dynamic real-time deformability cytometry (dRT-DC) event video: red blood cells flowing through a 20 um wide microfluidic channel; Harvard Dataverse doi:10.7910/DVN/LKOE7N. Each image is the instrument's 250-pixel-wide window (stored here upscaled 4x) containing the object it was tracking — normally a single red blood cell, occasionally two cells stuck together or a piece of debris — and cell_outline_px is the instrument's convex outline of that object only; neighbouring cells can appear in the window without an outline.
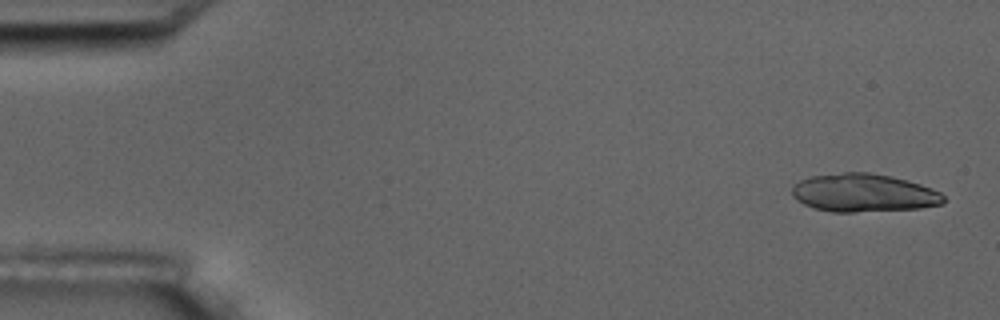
{"species": "common noctule bat (a hibernating species)", "species_latin": "Nyctalus noctula", "temperature_condition": "room temperature", "stored_images_in_passage": 5, "camera_frame_rate_fps": 3000, "um_per_image_px": 0.085, "animal": {"sex": "male", "body_mass_g": 17.5, "forearm_length_mm": 52.3}, "frame": {"image": 1, "passage_image": 1, "time_ms": 0.0, "image_size_px": [1000, 320], "cell_outline_px": [[944, 204], [920, 208], [856, 212], [832, 212], [812, 208], [796, 200], [792, 196], [792, 184], [800, 180], [812, 176], [844, 172], [872, 172], [892, 176], [908, 180], [932, 188], [940, 192], [944, 196]], "centroid_in_image_um": [73.4, 16.39], "position_along_channel_um": 11.6, "area_um2": 34.04}}
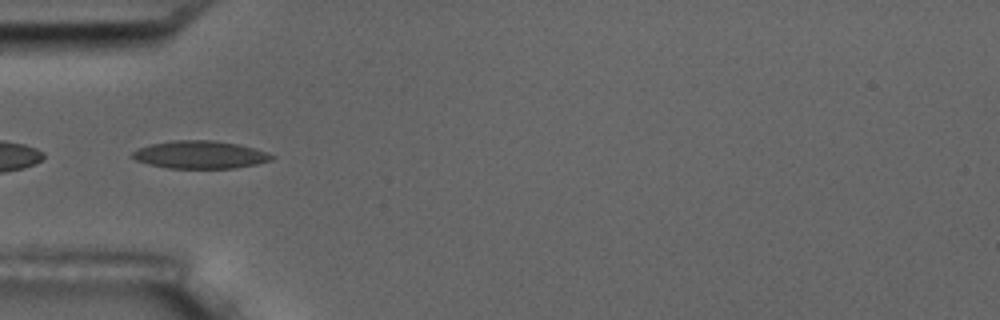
{"frame": {"image": 2, "passage_image": 5, "time_ms": 5.333, "image_size_px": [1000, 320], "cell_outline_px": [[276, 156], [272, 160], [256, 164], [232, 168], [168, 168], [148, 164], [136, 160], [132, 156], [132, 152], [140, 148], [152, 144], [172, 140], [212, 140], [236, 144], [268, 152]], "centroid_in_image_um": [17.02, 13.15], "position_along_channel_um": 68.0, "area_um2": 22.31}}